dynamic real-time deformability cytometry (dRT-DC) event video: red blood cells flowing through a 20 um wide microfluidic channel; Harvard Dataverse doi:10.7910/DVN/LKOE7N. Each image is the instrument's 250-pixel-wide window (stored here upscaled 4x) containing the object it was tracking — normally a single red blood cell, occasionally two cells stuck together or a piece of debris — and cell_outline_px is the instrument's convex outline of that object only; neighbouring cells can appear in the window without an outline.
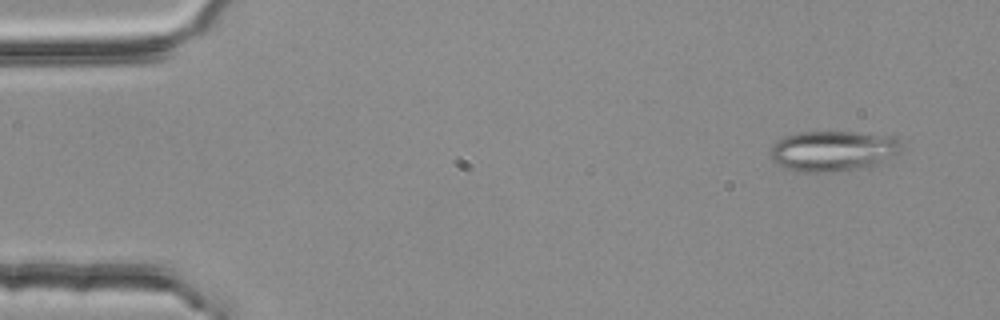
{"species": "common noctule bat (a hibernating species)", "species_latin": "Nyctalus noctula", "temperature_condition": "room temperature", "stored_images_in_passage": 4, "camera_frame_rate_fps": 3000, "um_per_image_px": 0.085, "animal": {"sex": "female", "body_mass_g": 25.1}, "frame": {"image": 1, "passage_image": 1, "time_ms": 0.0, "image_size_px": [1000, 320], "cell_outline_px": [[904, 148], [896, 156], [884, 164], [832, 172], [796, 172], [784, 168], [772, 160], [772, 148], [784, 136], [796, 132], [856, 132], [896, 136], [900, 140]], "centroid_in_image_um": [70.92, 12.83], "position_along_channel_um": 14.1, "area_um2": 31.44}}